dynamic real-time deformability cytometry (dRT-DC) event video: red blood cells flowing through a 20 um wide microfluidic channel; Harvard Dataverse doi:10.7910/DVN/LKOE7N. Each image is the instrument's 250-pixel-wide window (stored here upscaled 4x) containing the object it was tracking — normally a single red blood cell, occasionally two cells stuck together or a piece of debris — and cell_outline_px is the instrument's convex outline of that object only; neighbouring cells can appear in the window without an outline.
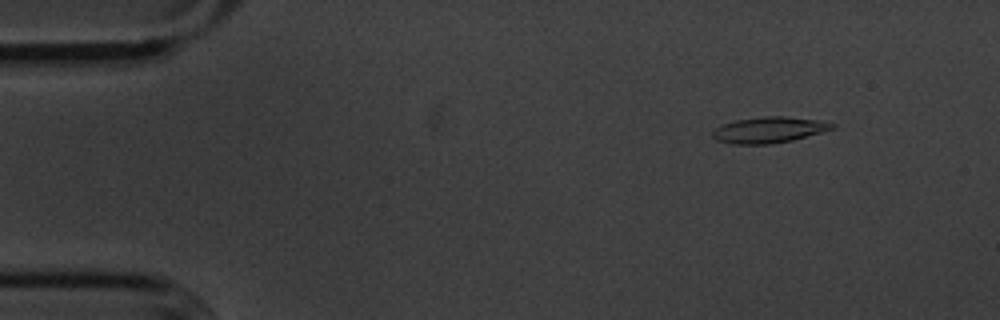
{"species": "common noctule bat (a hibernating species)", "species_latin": "Nyctalus noctula", "temperature_condition": "cold", "stored_images_in_passage": 55, "camera_frame_rate_fps": 3000, "um_per_image_px": 0.085, "animal": {"sex": "male", "body_mass_g": 20.1, "forearm_length_mm": 53.5}, "frame": {"image": 1, "passage_image": 6, "time_ms": 1.667, "image_size_px": [1000, 320], "cell_outline_px": [[836, 128], [792, 140], [768, 144], [732, 144], [716, 140], [712, 136], [712, 132], [716, 128], [724, 124], [736, 120], [764, 116], [784, 116], [816, 120], [836, 124]], "centroid_in_image_um": [65.35, 11.04], "position_along_channel_um": 19.6, "area_um2": 17.92}}
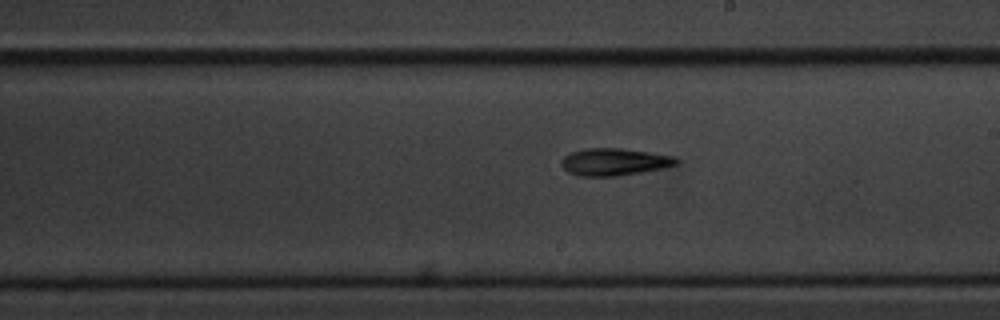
{"frame": {"image": 2, "passage_image": 31, "time_ms": 10.0, "image_size_px": [1000, 320], "cell_outline_px": [[680, 160], [676, 164], [660, 168], [640, 172], [616, 176], [580, 176], [568, 172], [560, 164], [560, 160], [564, 156], [572, 152], [588, 148], [620, 148], [648, 152], [672, 156]], "centroid_in_image_um": [52.16, 13.76], "position_along_channel_um": 236.8, "area_um2": 17.98}}
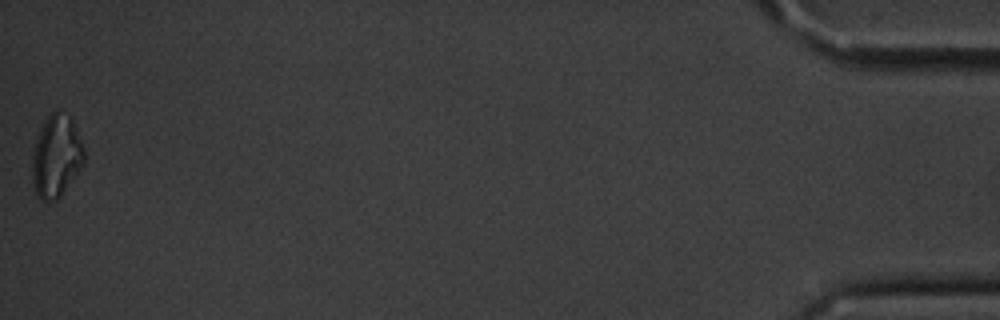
{"frame": {"image": 3, "passage_image": 55, "time_ms": 18.0, "image_size_px": [1000, 320], "cell_outline_px": [[84, 164], [60, 196], [56, 200], [40, 200], [36, 196], [32, 180], [32, 156], [36, 140], [48, 116], [56, 108], [72, 116], [84, 152]], "centroid_in_image_um": [4.78, 13.27], "position_along_channel_um": 430.4, "area_um2": 24.8}, "authors_computed_cell_mechanics": {"area_um2": 17.9758, "velocity_mm_per_s": 3.6017, "shape_relaxation_time_tau1_ms": 3.325, "shape_relaxation_time_tau2_ms": null, "deformation_change_tau1": 0.1432, "deformation_change_tau2": null}}